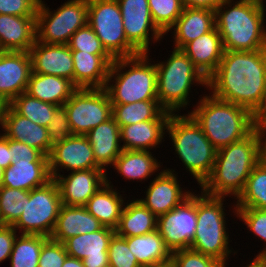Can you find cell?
Here are the masks:
<instances>
[{
	"label": "cell",
	"mask_w": 266,
	"mask_h": 267,
	"mask_svg": "<svg viewBox=\"0 0 266 267\" xmlns=\"http://www.w3.org/2000/svg\"><path fill=\"white\" fill-rule=\"evenodd\" d=\"M266 84V49L225 50L217 70L208 78V92L253 113Z\"/></svg>",
	"instance_id": "obj_1"
},
{
	"label": "cell",
	"mask_w": 266,
	"mask_h": 267,
	"mask_svg": "<svg viewBox=\"0 0 266 267\" xmlns=\"http://www.w3.org/2000/svg\"><path fill=\"white\" fill-rule=\"evenodd\" d=\"M264 156V141L252 131L244 139L217 150L213 170L198 188L207 195L235 201Z\"/></svg>",
	"instance_id": "obj_2"
},
{
	"label": "cell",
	"mask_w": 266,
	"mask_h": 267,
	"mask_svg": "<svg viewBox=\"0 0 266 267\" xmlns=\"http://www.w3.org/2000/svg\"><path fill=\"white\" fill-rule=\"evenodd\" d=\"M266 0H224L215 10L224 50L266 49Z\"/></svg>",
	"instance_id": "obj_3"
},
{
	"label": "cell",
	"mask_w": 266,
	"mask_h": 267,
	"mask_svg": "<svg viewBox=\"0 0 266 267\" xmlns=\"http://www.w3.org/2000/svg\"><path fill=\"white\" fill-rule=\"evenodd\" d=\"M205 93L187 112L216 150L244 139L253 131L252 113L248 109Z\"/></svg>",
	"instance_id": "obj_4"
},
{
	"label": "cell",
	"mask_w": 266,
	"mask_h": 267,
	"mask_svg": "<svg viewBox=\"0 0 266 267\" xmlns=\"http://www.w3.org/2000/svg\"><path fill=\"white\" fill-rule=\"evenodd\" d=\"M167 135L173 146L171 151L175 150L174 154L181 160L184 170L200 187L213 170L217 150L189 113H171L166 127Z\"/></svg>",
	"instance_id": "obj_5"
},
{
	"label": "cell",
	"mask_w": 266,
	"mask_h": 267,
	"mask_svg": "<svg viewBox=\"0 0 266 267\" xmlns=\"http://www.w3.org/2000/svg\"><path fill=\"white\" fill-rule=\"evenodd\" d=\"M149 57L150 53H139L114 59L104 87L111 104L158 100L156 66Z\"/></svg>",
	"instance_id": "obj_6"
},
{
	"label": "cell",
	"mask_w": 266,
	"mask_h": 267,
	"mask_svg": "<svg viewBox=\"0 0 266 267\" xmlns=\"http://www.w3.org/2000/svg\"><path fill=\"white\" fill-rule=\"evenodd\" d=\"M154 62L157 71V99L166 111L181 113L182 109L189 108L190 93H193L191 87L202 86L208 90V79L181 49L173 48L166 60Z\"/></svg>",
	"instance_id": "obj_7"
},
{
	"label": "cell",
	"mask_w": 266,
	"mask_h": 267,
	"mask_svg": "<svg viewBox=\"0 0 266 267\" xmlns=\"http://www.w3.org/2000/svg\"><path fill=\"white\" fill-rule=\"evenodd\" d=\"M201 192V193H200ZM225 197H214L196 192L197 225L190 249L204 255L218 259L228 264L231 256H237V249L230 246L232 240L229 237L228 213L224 202ZM227 222V223H226Z\"/></svg>",
	"instance_id": "obj_8"
},
{
	"label": "cell",
	"mask_w": 266,
	"mask_h": 267,
	"mask_svg": "<svg viewBox=\"0 0 266 267\" xmlns=\"http://www.w3.org/2000/svg\"><path fill=\"white\" fill-rule=\"evenodd\" d=\"M88 24L87 0H67L53 11L40 0L36 12L37 41L44 44H68L71 36Z\"/></svg>",
	"instance_id": "obj_9"
},
{
	"label": "cell",
	"mask_w": 266,
	"mask_h": 267,
	"mask_svg": "<svg viewBox=\"0 0 266 267\" xmlns=\"http://www.w3.org/2000/svg\"><path fill=\"white\" fill-rule=\"evenodd\" d=\"M88 25L113 58H125L140 52L127 40L117 0H87Z\"/></svg>",
	"instance_id": "obj_10"
},
{
	"label": "cell",
	"mask_w": 266,
	"mask_h": 267,
	"mask_svg": "<svg viewBox=\"0 0 266 267\" xmlns=\"http://www.w3.org/2000/svg\"><path fill=\"white\" fill-rule=\"evenodd\" d=\"M61 206L59 187L52 179L46 185L29 192L24 211L12 226L18 234L43 235L50 238Z\"/></svg>",
	"instance_id": "obj_11"
},
{
	"label": "cell",
	"mask_w": 266,
	"mask_h": 267,
	"mask_svg": "<svg viewBox=\"0 0 266 267\" xmlns=\"http://www.w3.org/2000/svg\"><path fill=\"white\" fill-rule=\"evenodd\" d=\"M63 106L73 135H86L112 118V104L104 88H77Z\"/></svg>",
	"instance_id": "obj_12"
},
{
	"label": "cell",
	"mask_w": 266,
	"mask_h": 267,
	"mask_svg": "<svg viewBox=\"0 0 266 267\" xmlns=\"http://www.w3.org/2000/svg\"><path fill=\"white\" fill-rule=\"evenodd\" d=\"M127 40L140 52L149 53L164 34L152 20L148 0H117ZM150 46V47H149Z\"/></svg>",
	"instance_id": "obj_13"
},
{
	"label": "cell",
	"mask_w": 266,
	"mask_h": 267,
	"mask_svg": "<svg viewBox=\"0 0 266 267\" xmlns=\"http://www.w3.org/2000/svg\"><path fill=\"white\" fill-rule=\"evenodd\" d=\"M196 191L182 204L157 219V231L171 252L191 246L197 225Z\"/></svg>",
	"instance_id": "obj_14"
},
{
	"label": "cell",
	"mask_w": 266,
	"mask_h": 267,
	"mask_svg": "<svg viewBox=\"0 0 266 267\" xmlns=\"http://www.w3.org/2000/svg\"><path fill=\"white\" fill-rule=\"evenodd\" d=\"M175 168L169 169L166 166L150 179L149 186L145 189V198H137L157 218L173 210L182 204L193 191L185 189L180 185V178Z\"/></svg>",
	"instance_id": "obj_15"
},
{
	"label": "cell",
	"mask_w": 266,
	"mask_h": 267,
	"mask_svg": "<svg viewBox=\"0 0 266 267\" xmlns=\"http://www.w3.org/2000/svg\"><path fill=\"white\" fill-rule=\"evenodd\" d=\"M48 159L52 179L61 175V172L64 174L68 171L102 169L96 163L86 135H72L64 142L53 146Z\"/></svg>",
	"instance_id": "obj_16"
},
{
	"label": "cell",
	"mask_w": 266,
	"mask_h": 267,
	"mask_svg": "<svg viewBox=\"0 0 266 267\" xmlns=\"http://www.w3.org/2000/svg\"><path fill=\"white\" fill-rule=\"evenodd\" d=\"M31 73L29 52L0 51V97L6 104L26 92Z\"/></svg>",
	"instance_id": "obj_17"
},
{
	"label": "cell",
	"mask_w": 266,
	"mask_h": 267,
	"mask_svg": "<svg viewBox=\"0 0 266 267\" xmlns=\"http://www.w3.org/2000/svg\"><path fill=\"white\" fill-rule=\"evenodd\" d=\"M57 175L61 202L67 206H85L87 201L107 182L103 169H85Z\"/></svg>",
	"instance_id": "obj_18"
},
{
	"label": "cell",
	"mask_w": 266,
	"mask_h": 267,
	"mask_svg": "<svg viewBox=\"0 0 266 267\" xmlns=\"http://www.w3.org/2000/svg\"><path fill=\"white\" fill-rule=\"evenodd\" d=\"M114 234V229L105 226L96 232L78 234L64 242L66 252L82 260L84 267H106L109 242Z\"/></svg>",
	"instance_id": "obj_19"
},
{
	"label": "cell",
	"mask_w": 266,
	"mask_h": 267,
	"mask_svg": "<svg viewBox=\"0 0 266 267\" xmlns=\"http://www.w3.org/2000/svg\"><path fill=\"white\" fill-rule=\"evenodd\" d=\"M0 129L5 137L26 143L47 157L50 155L51 142L47 127L17 114L8 104L0 118Z\"/></svg>",
	"instance_id": "obj_20"
},
{
	"label": "cell",
	"mask_w": 266,
	"mask_h": 267,
	"mask_svg": "<svg viewBox=\"0 0 266 267\" xmlns=\"http://www.w3.org/2000/svg\"><path fill=\"white\" fill-rule=\"evenodd\" d=\"M29 53L33 73L67 78L74 84L73 56L68 44H44L36 40Z\"/></svg>",
	"instance_id": "obj_21"
},
{
	"label": "cell",
	"mask_w": 266,
	"mask_h": 267,
	"mask_svg": "<svg viewBox=\"0 0 266 267\" xmlns=\"http://www.w3.org/2000/svg\"><path fill=\"white\" fill-rule=\"evenodd\" d=\"M74 85L77 88H104L114 59L109 54H90L71 50Z\"/></svg>",
	"instance_id": "obj_22"
},
{
	"label": "cell",
	"mask_w": 266,
	"mask_h": 267,
	"mask_svg": "<svg viewBox=\"0 0 266 267\" xmlns=\"http://www.w3.org/2000/svg\"><path fill=\"white\" fill-rule=\"evenodd\" d=\"M108 175L107 173V182L90 197L84 207L90 214L98 219L103 226L115 230L118 227L122 210L127 201V197L125 196L127 194H120L126 191L118 192L117 190L119 188L113 185Z\"/></svg>",
	"instance_id": "obj_23"
},
{
	"label": "cell",
	"mask_w": 266,
	"mask_h": 267,
	"mask_svg": "<svg viewBox=\"0 0 266 267\" xmlns=\"http://www.w3.org/2000/svg\"><path fill=\"white\" fill-rule=\"evenodd\" d=\"M36 40V17L0 14V51L29 52Z\"/></svg>",
	"instance_id": "obj_24"
},
{
	"label": "cell",
	"mask_w": 266,
	"mask_h": 267,
	"mask_svg": "<svg viewBox=\"0 0 266 267\" xmlns=\"http://www.w3.org/2000/svg\"><path fill=\"white\" fill-rule=\"evenodd\" d=\"M86 137L91 144L96 163L107 173V169L112 168L123 150L120 126L112 117L90 130Z\"/></svg>",
	"instance_id": "obj_25"
},
{
	"label": "cell",
	"mask_w": 266,
	"mask_h": 267,
	"mask_svg": "<svg viewBox=\"0 0 266 267\" xmlns=\"http://www.w3.org/2000/svg\"><path fill=\"white\" fill-rule=\"evenodd\" d=\"M182 51L208 79L217 70L225 50L222 38L215 26L208 33L189 42Z\"/></svg>",
	"instance_id": "obj_26"
},
{
	"label": "cell",
	"mask_w": 266,
	"mask_h": 267,
	"mask_svg": "<svg viewBox=\"0 0 266 267\" xmlns=\"http://www.w3.org/2000/svg\"><path fill=\"white\" fill-rule=\"evenodd\" d=\"M216 26L215 11L184 8L180 17L169 29L175 49H183L189 42L208 33Z\"/></svg>",
	"instance_id": "obj_27"
},
{
	"label": "cell",
	"mask_w": 266,
	"mask_h": 267,
	"mask_svg": "<svg viewBox=\"0 0 266 267\" xmlns=\"http://www.w3.org/2000/svg\"><path fill=\"white\" fill-rule=\"evenodd\" d=\"M52 180L49 160H22L3 171L2 186L31 191Z\"/></svg>",
	"instance_id": "obj_28"
},
{
	"label": "cell",
	"mask_w": 266,
	"mask_h": 267,
	"mask_svg": "<svg viewBox=\"0 0 266 267\" xmlns=\"http://www.w3.org/2000/svg\"><path fill=\"white\" fill-rule=\"evenodd\" d=\"M168 120H147L120 126L123 150L154 151L165 141Z\"/></svg>",
	"instance_id": "obj_29"
},
{
	"label": "cell",
	"mask_w": 266,
	"mask_h": 267,
	"mask_svg": "<svg viewBox=\"0 0 266 267\" xmlns=\"http://www.w3.org/2000/svg\"><path fill=\"white\" fill-rule=\"evenodd\" d=\"M103 225L90 214L84 206L60 207L59 214L50 239L64 243L78 234H87L100 230Z\"/></svg>",
	"instance_id": "obj_30"
},
{
	"label": "cell",
	"mask_w": 266,
	"mask_h": 267,
	"mask_svg": "<svg viewBox=\"0 0 266 267\" xmlns=\"http://www.w3.org/2000/svg\"><path fill=\"white\" fill-rule=\"evenodd\" d=\"M152 151L122 150L115 160L112 170L125 181L143 182L153 178L162 170L161 160ZM155 175V176H154ZM144 180V181H143ZM143 181V182H142Z\"/></svg>",
	"instance_id": "obj_31"
},
{
	"label": "cell",
	"mask_w": 266,
	"mask_h": 267,
	"mask_svg": "<svg viewBox=\"0 0 266 267\" xmlns=\"http://www.w3.org/2000/svg\"><path fill=\"white\" fill-rule=\"evenodd\" d=\"M125 238L131 253L141 267H162L170 264L171 251L157 230Z\"/></svg>",
	"instance_id": "obj_32"
},
{
	"label": "cell",
	"mask_w": 266,
	"mask_h": 267,
	"mask_svg": "<svg viewBox=\"0 0 266 267\" xmlns=\"http://www.w3.org/2000/svg\"><path fill=\"white\" fill-rule=\"evenodd\" d=\"M76 89L67 78L32 72L26 93L43 102L63 106Z\"/></svg>",
	"instance_id": "obj_33"
},
{
	"label": "cell",
	"mask_w": 266,
	"mask_h": 267,
	"mask_svg": "<svg viewBox=\"0 0 266 267\" xmlns=\"http://www.w3.org/2000/svg\"><path fill=\"white\" fill-rule=\"evenodd\" d=\"M157 219L138 199L128 197L115 233L123 238L145 235L157 230Z\"/></svg>",
	"instance_id": "obj_34"
},
{
	"label": "cell",
	"mask_w": 266,
	"mask_h": 267,
	"mask_svg": "<svg viewBox=\"0 0 266 267\" xmlns=\"http://www.w3.org/2000/svg\"><path fill=\"white\" fill-rule=\"evenodd\" d=\"M170 116L171 112L166 111L158 100L112 104V117L119 126H128L147 120H169Z\"/></svg>",
	"instance_id": "obj_35"
},
{
	"label": "cell",
	"mask_w": 266,
	"mask_h": 267,
	"mask_svg": "<svg viewBox=\"0 0 266 267\" xmlns=\"http://www.w3.org/2000/svg\"><path fill=\"white\" fill-rule=\"evenodd\" d=\"M236 208L266 210V157L251 171L242 193L235 201Z\"/></svg>",
	"instance_id": "obj_36"
},
{
	"label": "cell",
	"mask_w": 266,
	"mask_h": 267,
	"mask_svg": "<svg viewBox=\"0 0 266 267\" xmlns=\"http://www.w3.org/2000/svg\"><path fill=\"white\" fill-rule=\"evenodd\" d=\"M49 239L43 235L19 234L10 255V267H38L42 245Z\"/></svg>",
	"instance_id": "obj_37"
},
{
	"label": "cell",
	"mask_w": 266,
	"mask_h": 267,
	"mask_svg": "<svg viewBox=\"0 0 266 267\" xmlns=\"http://www.w3.org/2000/svg\"><path fill=\"white\" fill-rule=\"evenodd\" d=\"M17 114L30 119L32 122L47 127L55 110L59 107L43 102L23 92L8 104Z\"/></svg>",
	"instance_id": "obj_38"
},
{
	"label": "cell",
	"mask_w": 266,
	"mask_h": 267,
	"mask_svg": "<svg viewBox=\"0 0 266 267\" xmlns=\"http://www.w3.org/2000/svg\"><path fill=\"white\" fill-rule=\"evenodd\" d=\"M233 204V205H232ZM230 206V210L236 218L244 223L248 230L247 233H251L256 236L258 240L264 242L263 248L254 255L255 257H266V210L255 208H236L235 201Z\"/></svg>",
	"instance_id": "obj_39"
},
{
	"label": "cell",
	"mask_w": 266,
	"mask_h": 267,
	"mask_svg": "<svg viewBox=\"0 0 266 267\" xmlns=\"http://www.w3.org/2000/svg\"><path fill=\"white\" fill-rule=\"evenodd\" d=\"M28 190L0 187V215L5 225H13L21 216L29 198Z\"/></svg>",
	"instance_id": "obj_40"
},
{
	"label": "cell",
	"mask_w": 266,
	"mask_h": 267,
	"mask_svg": "<svg viewBox=\"0 0 266 267\" xmlns=\"http://www.w3.org/2000/svg\"><path fill=\"white\" fill-rule=\"evenodd\" d=\"M151 17L156 27L165 35L183 12L182 0H148Z\"/></svg>",
	"instance_id": "obj_41"
},
{
	"label": "cell",
	"mask_w": 266,
	"mask_h": 267,
	"mask_svg": "<svg viewBox=\"0 0 266 267\" xmlns=\"http://www.w3.org/2000/svg\"><path fill=\"white\" fill-rule=\"evenodd\" d=\"M172 267H224V263L190 248L171 252Z\"/></svg>",
	"instance_id": "obj_42"
},
{
	"label": "cell",
	"mask_w": 266,
	"mask_h": 267,
	"mask_svg": "<svg viewBox=\"0 0 266 267\" xmlns=\"http://www.w3.org/2000/svg\"><path fill=\"white\" fill-rule=\"evenodd\" d=\"M109 265L112 267H141L136 257L131 253L126 238L112 236L108 247Z\"/></svg>",
	"instance_id": "obj_43"
},
{
	"label": "cell",
	"mask_w": 266,
	"mask_h": 267,
	"mask_svg": "<svg viewBox=\"0 0 266 267\" xmlns=\"http://www.w3.org/2000/svg\"><path fill=\"white\" fill-rule=\"evenodd\" d=\"M68 46L70 50H79L90 54H108L88 24L71 36Z\"/></svg>",
	"instance_id": "obj_44"
},
{
	"label": "cell",
	"mask_w": 266,
	"mask_h": 267,
	"mask_svg": "<svg viewBox=\"0 0 266 267\" xmlns=\"http://www.w3.org/2000/svg\"><path fill=\"white\" fill-rule=\"evenodd\" d=\"M50 137L51 149L53 146L64 142L68 137L73 135L68 114L64 106H59L52 117L50 124L47 126Z\"/></svg>",
	"instance_id": "obj_45"
},
{
	"label": "cell",
	"mask_w": 266,
	"mask_h": 267,
	"mask_svg": "<svg viewBox=\"0 0 266 267\" xmlns=\"http://www.w3.org/2000/svg\"><path fill=\"white\" fill-rule=\"evenodd\" d=\"M67 256L64 243L49 238L42 245L38 267H62Z\"/></svg>",
	"instance_id": "obj_46"
},
{
	"label": "cell",
	"mask_w": 266,
	"mask_h": 267,
	"mask_svg": "<svg viewBox=\"0 0 266 267\" xmlns=\"http://www.w3.org/2000/svg\"><path fill=\"white\" fill-rule=\"evenodd\" d=\"M40 0H0V14L36 17Z\"/></svg>",
	"instance_id": "obj_47"
},
{
	"label": "cell",
	"mask_w": 266,
	"mask_h": 267,
	"mask_svg": "<svg viewBox=\"0 0 266 267\" xmlns=\"http://www.w3.org/2000/svg\"><path fill=\"white\" fill-rule=\"evenodd\" d=\"M8 146L11 149L12 164L22 160H49L38 149L28 146L26 143L18 142L8 138Z\"/></svg>",
	"instance_id": "obj_48"
},
{
	"label": "cell",
	"mask_w": 266,
	"mask_h": 267,
	"mask_svg": "<svg viewBox=\"0 0 266 267\" xmlns=\"http://www.w3.org/2000/svg\"><path fill=\"white\" fill-rule=\"evenodd\" d=\"M17 233L12 225L0 228V263L9 260Z\"/></svg>",
	"instance_id": "obj_49"
},
{
	"label": "cell",
	"mask_w": 266,
	"mask_h": 267,
	"mask_svg": "<svg viewBox=\"0 0 266 267\" xmlns=\"http://www.w3.org/2000/svg\"><path fill=\"white\" fill-rule=\"evenodd\" d=\"M253 131L263 140L266 141V105L259 107L252 113Z\"/></svg>",
	"instance_id": "obj_50"
},
{
	"label": "cell",
	"mask_w": 266,
	"mask_h": 267,
	"mask_svg": "<svg viewBox=\"0 0 266 267\" xmlns=\"http://www.w3.org/2000/svg\"><path fill=\"white\" fill-rule=\"evenodd\" d=\"M224 0H182L184 8L215 11Z\"/></svg>",
	"instance_id": "obj_51"
},
{
	"label": "cell",
	"mask_w": 266,
	"mask_h": 267,
	"mask_svg": "<svg viewBox=\"0 0 266 267\" xmlns=\"http://www.w3.org/2000/svg\"><path fill=\"white\" fill-rule=\"evenodd\" d=\"M8 138L0 132V167L4 170L12 164Z\"/></svg>",
	"instance_id": "obj_52"
},
{
	"label": "cell",
	"mask_w": 266,
	"mask_h": 267,
	"mask_svg": "<svg viewBox=\"0 0 266 267\" xmlns=\"http://www.w3.org/2000/svg\"><path fill=\"white\" fill-rule=\"evenodd\" d=\"M62 267H84V264L83 261L78 258L67 256Z\"/></svg>",
	"instance_id": "obj_53"
},
{
	"label": "cell",
	"mask_w": 266,
	"mask_h": 267,
	"mask_svg": "<svg viewBox=\"0 0 266 267\" xmlns=\"http://www.w3.org/2000/svg\"><path fill=\"white\" fill-rule=\"evenodd\" d=\"M230 264H225L224 267L229 266ZM243 267V266H241ZM244 267H262V257H254L251 262L249 261Z\"/></svg>",
	"instance_id": "obj_54"
},
{
	"label": "cell",
	"mask_w": 266,
	"mask_h": 267,
	"mask_svg": "<svg viewBox=\"0 0 266 267\" xmlns=\"http://www.w3.org/2000/svg\"><path fill=\"white\" fill-rule=\"evenodd\" d=\"M6 103L3 101V99L0 97V118L3 115V112L5 110L6 107Z\"/></svg>",
	"instance_id": "obj_55"
},
{
	"label": "cell",
	"mask_w": 266,
	"mask_h": 267,
	"mask_svg": "<svg viewBox=\"0 0 266 267\" xmlns=\"http://www.w3.org/2000/svg\"><path fill=\"white\" fill-rule=\"evenodd\" d=\"M260 105H266V84L264 87V91H263L262 99L260 101Z\"/></svg>",
	"instance_id": "obj_56"
},
{
	"label": "cell",
	"mask_w": 266,
	"mask_h": 267,
	"mask_svg": "<svg viewBox=\"0 0 266 267\" xmlns=\"http://www.w3.org/2000/svg\"><path fill=\"white\" fill-rule=\"evenodd\" d=\"M3 171L4 170L0 167V187L2 186Z\"/></svg>",
	"instance_id": "obj_57"
},
{
	"label": "cell",
	"mask_w": 266,
	"mask_h": 267,
	"mask_svg": "<svg viewBox=\"0 0 266 267\" xmlns=\"http://www.w3.org/2000/svg\"><path fill=\"white\" fill-rule=\"evenodd\" d=\"M262 267H266V257H262Z\"/></svg>",
	"instance_id": "obj_58"
},
{
	"label": "cell",
	"mask_w": 266,
	"mask_h": 267,
	"mask_svg": "<svg viewBox=\"0 0 266 267\" xmlns=\"http://www.w3.org/2000/svg\"><path fill=\"white\" fill-rule=\"evenodd\" d=\"M4 226H5V223L3 222L2 218H1V215H0V228H2Z\"/></svg>",
	"instance_id": "obj_59"
},
{
	"label": "cell",
	"mask_w": 266,
	"mask_h": 267,
	"mask_svg": "<svg viewBox=\"0 0 266 267\" xmlns=\"http://www.w3.org/2000/svg\"><path fill=\"white\" fill-rule=\"evenodd\" d=\"M264 155L266 157V141H264Z\"/></svg>",
	"instance_id": "obj_60"
},
{
	"label": "cell",
	"mask_w": 266,
	"mask_h": 267,
	"mask_svg": "<svg viewBox=\"0 0 266 267\" xmlns=\"http://www.w3.org/2000/svg\"><path fill=\"white\" fill-rule=\"evenodd\" d=\"M162 267H172L170 264L169 265H166V266H162Z\"/></svg>",
	"instance_id": "obj_61"
}]
</instances>
